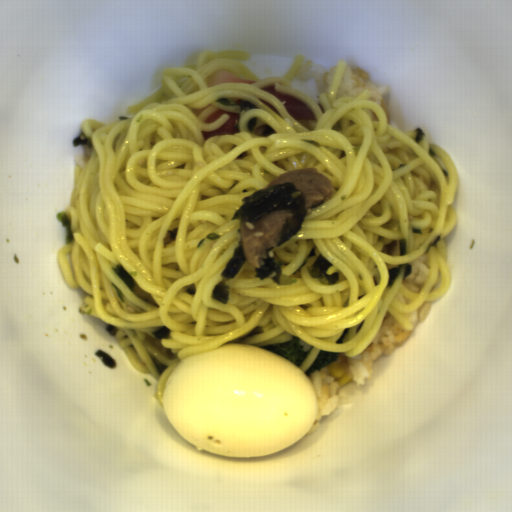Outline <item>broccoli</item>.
<instances>
[{"mask_svg":"<svg viewBox=\"0 0 512 512\" xmlns=\"http://www.w3.org/2000/svg\"><path fill=\"white\" fill-rule=\"evenodd\" d=\"M314 346L292 336L291 341L268 344L259 348L272 352L300 367L301 362Z\"/></svg>","mask_w":512,"mask_h":512,"instance_id":"obj_1","label":"broccoli"},{"mask_svg":"<svg viewBox=\"0 0 512 512\" xmlns=\"http://www.w3.org/2000/svg\"><path fill=\"white\" fill-rule=\"evenodd\" d=\"M341 352L320 351L311 365L305 371L307 374L318 370L326 369L330 364L336 362Z\"/></svg>","mask_w":512,"mask_h":512,"instance_id":"obj_2","label":"broccoli"}]
</instances>
